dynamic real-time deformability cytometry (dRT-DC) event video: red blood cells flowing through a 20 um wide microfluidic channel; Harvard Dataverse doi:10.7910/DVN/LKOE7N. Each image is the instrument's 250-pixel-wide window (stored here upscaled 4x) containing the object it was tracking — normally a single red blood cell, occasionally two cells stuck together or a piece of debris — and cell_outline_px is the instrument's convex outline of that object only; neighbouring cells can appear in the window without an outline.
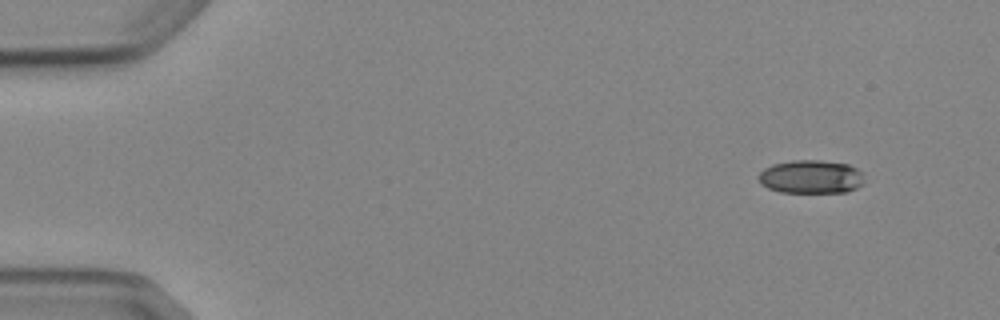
{"species": "Egyptian fruit bat (a non-hibernating species)", "species_latin": "Rousettus aegyptiacus", "temperature_condition": "cold", "stored_images_in_passage": 4, "camera_frame_rate_fps": 3000, "um_per_image_px": 0.085, "animal": {"sex": "female"}, "frame": {"image": 1, "passage_image": 1, "time_ms": 0.0, "image_size_px": [1000, 320], "cell_outline_px": [[864, 184], [848, 192], [780, 192], [768, 188], [760, 184], [756, 176], [764, 168], [772, 164], [792, 160], [820, 160], [848, 164], [856, 168], [860, 172]], "centroid_in_image_um": [68.89, 15.03], "position_along_channel_um": 16.1, "area_um2": 20.75}}
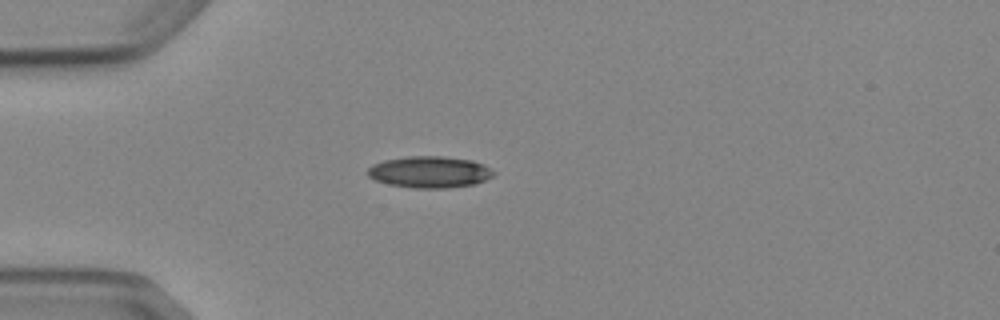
{"frame": {"image": 2, "passage_image": 4, "time_ms": 3.333, "image_size_px": [1000, 320], "cell_outline_px": [[496, 172], [492, 176], [476, 184], [448, 188], [416, 188], [388, 184], [376, 180], [368, 176], [368, 168], [372, 164], [384, 160], [408, 156], [444, 156], [472, 160], [484, 164]], "centroid_in_image_um": [36.53, 14.61], "position_along_channel_um": 48.5, "area_um2": 23.24}}